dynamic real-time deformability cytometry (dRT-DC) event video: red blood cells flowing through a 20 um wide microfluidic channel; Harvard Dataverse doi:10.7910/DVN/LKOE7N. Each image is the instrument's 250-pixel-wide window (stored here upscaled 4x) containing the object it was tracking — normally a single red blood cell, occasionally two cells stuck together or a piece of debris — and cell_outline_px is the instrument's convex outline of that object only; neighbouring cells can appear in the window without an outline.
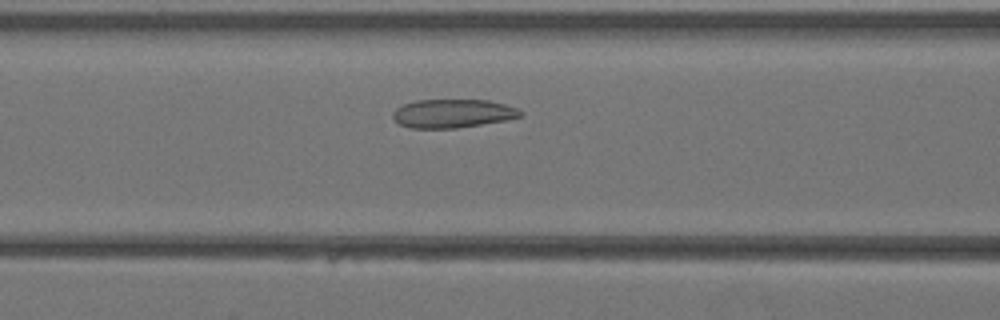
{"species": "Egyptian fruit bat (a non-hibernating species)", "species_latin": "Rousettus aegyptiacus", "temperature_condition": "warm", "stored_images_in_passage": 31, "camera_frame_rate_fps": 3000, "um_per_image_px": 0.085, "animal": {"sex": "female"}, "frame": {"image": 1, "passage_image": 10, "time_ms": 3.0, "image_size_px": [1000, 320], "cell_outline_px": [[524, 112], [520, 116], [504, 120], [456, 128], [412, 128], [400, 124], [392, 116], [392, 112], [396, 108], [404, 104], [416, 100], [488, 100], [504, 104], [516, 108]], "centroid_in_image_um": [38.45, 9.64], "position_along_channel_um": 128.1, "area_um2": 20.98}}
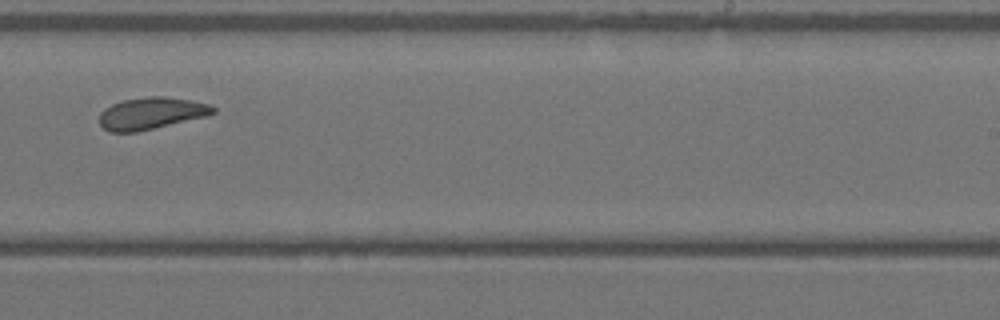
{"frame": {"image": 2, "passage_image": 19, "time_ms": 6.0, "image_size_px": [1000, 320], "cell_outline_px": [[216, 112], [208, 116], [136, 132], [108, 132], [100, 124], [100, 112], [104, 108], [112, 104], [124, 100], [152, 96], [164, 96], [192, 100], [208, 104], [216, 108]], "centroid_in_image_um": [12.87, 9.63], "position_along_channel_um": 276.1, "area_um2": 21.15}}
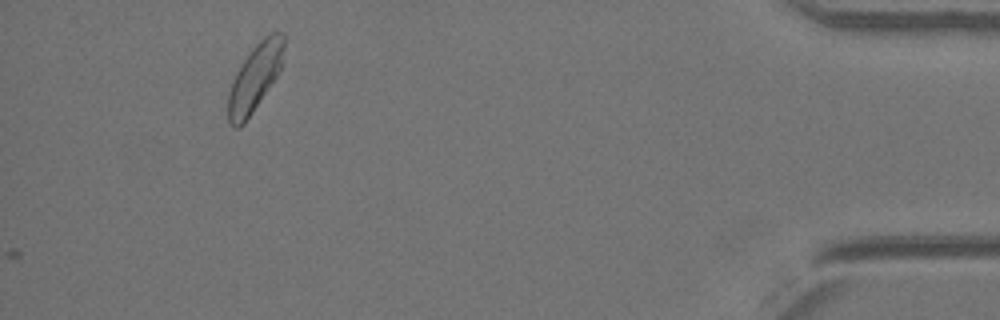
{"frame": {"image": 3, "passage_image": 31, "time_ms": 10.0, "image_size_px": [1000, 320], "cell_outline_px": [[284, 44], [280, 68], [276, 76], [244, 124], [236, 128], [232, 128], [228, 120], [228, 92], [232, 80], [236, 72], [252, 48], [268, 32], [284, 32]], "centroid_in_image_um": [21.64, 6.59], "position_along_channel_um": 413.6, "area_um2": 21.44}}